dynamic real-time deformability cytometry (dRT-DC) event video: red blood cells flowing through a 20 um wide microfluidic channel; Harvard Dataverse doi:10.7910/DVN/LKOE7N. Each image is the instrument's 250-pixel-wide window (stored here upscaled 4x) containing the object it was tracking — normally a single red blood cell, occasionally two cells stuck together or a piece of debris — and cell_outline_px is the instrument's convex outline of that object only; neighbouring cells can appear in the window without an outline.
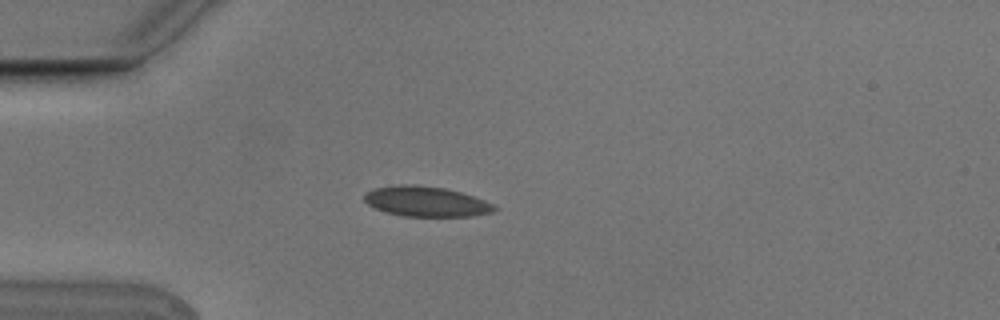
{"species": "Egyptian fruit bat (a non-hibernating species)", "species_latin": "Rousettus aegyptiacus", "temperature_condition": "cold", "stored_images_in_passage": 3, "camera_frame_rate_fps": 3000, "um_per_image_px": 0.085, "animal": {"sex": "male"}, "frame": {"image": 1, "passage_image": 3, "time_ms": 0.667, "image_size_px": [1000, 320], "cell_outline_px": [[496, 208], [492, 212], [472, 216], [404, 216], [372, 208], [364, 200], [364, 192], [372, 188], [400, 184], [416, 184], [444, 188], [460, 192], [484, 200], [492, 204]], "centroid_in_image_um": [36.15, 17.11], "position_along_channel_um": 48.9, "area_um2": 22.83}}